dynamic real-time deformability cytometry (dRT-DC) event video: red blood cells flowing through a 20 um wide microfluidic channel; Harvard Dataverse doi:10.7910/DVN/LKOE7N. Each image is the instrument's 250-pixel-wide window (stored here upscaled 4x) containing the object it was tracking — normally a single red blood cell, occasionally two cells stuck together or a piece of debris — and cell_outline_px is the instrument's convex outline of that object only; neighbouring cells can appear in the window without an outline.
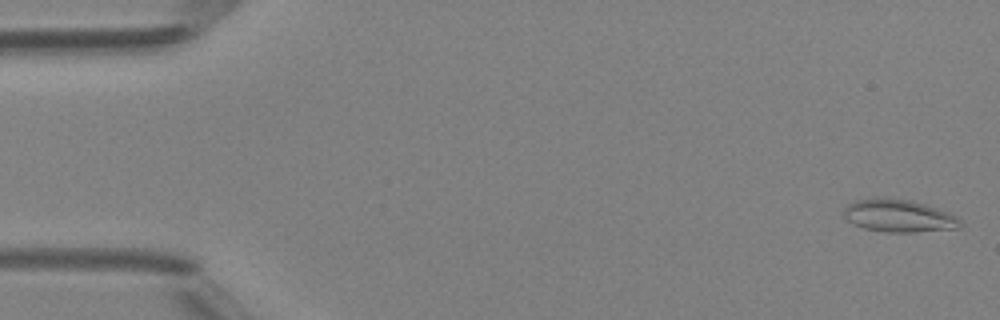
{"species": "Egyptian fruit bat (a non-hibernating species)", "species_latin": "Rousettus aegyptiacus", "temperature_condition": "room temperature", "stored_images_in_passage": 48, "camera_frame_rate_fps": 3000, "um_per_image_px": 0.085, "animal": {"sex": "female"}, "frame": {"image": 1, "passage_image": 1, "time_ms": 0.0, "image_size_px": [1000, 320], "cell_outline_px": [[964, 224], [960, 228], [916, 232], [884, 232], [864, 228], [852, 224], [844, 216], [844, 208], [848, 204], [856, 200], [908, 200], [924, 204], [952, 212], [960, 216]], "centroid_in_image_um": [76.51, 18.39], "position_along_channel_um": 8.5, "area_um2": 21.91}}
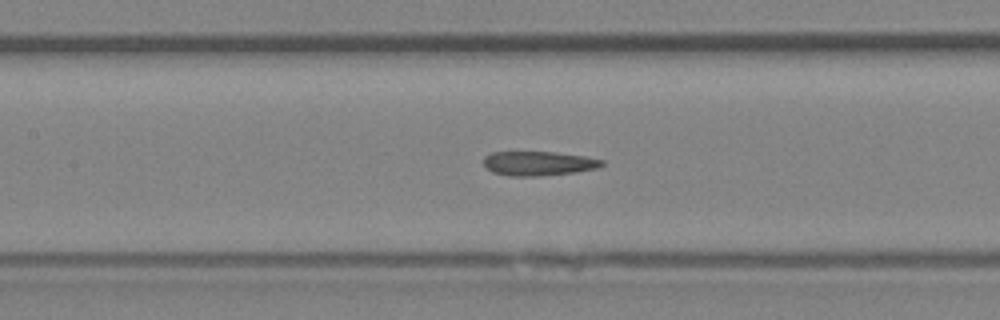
{"frame": {"image": 2, "passage_image": 22, "time_ms": 7.0, "image_size_px": [1000, 320], "cell_outline_px": [[604, 164], [596, 168], [576, 172], [536, 176], [508, 176], [492, 172], [484, 164], [484, 156], [492, 152], [556, 152], [584, 156], [604, 160]], "centroid_in_image_um": [45.76, 13.89], "position_along_channel_um": 161.6, "area_um2": 16.7}}
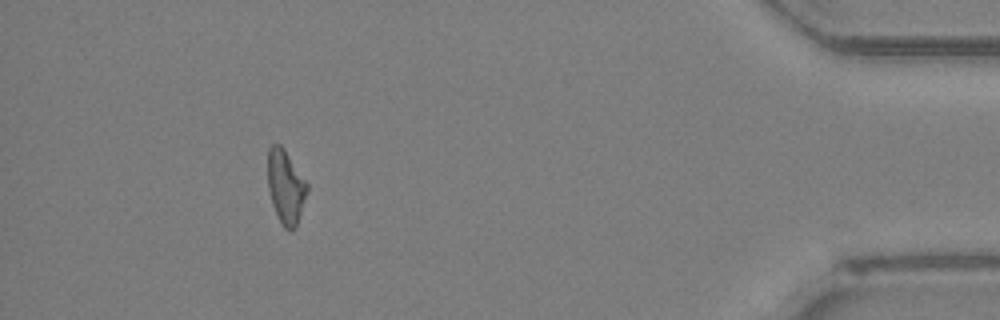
{"frame": {"image": 3, "passage_image": 44, "time_ms": 14.333, "image_size_px": [1000, 320], "cell_outline_px": [[308, 192], [296, 228], [292, 232], [288, 232], [280, 224], [272, 204], [268, 188], [268, 148], [272, 144], [280, 144], [284, 148], [308, 184]], "centroid_in_image_um": [24.29, 15.93], "position_along_channel_um": 410.9, "area_um2": 17.22}, "authors_computed_cell_mechanics": {"area_um2": 17.2822, "velocity_mm_per_s": 4.2311, "shape_relaxation_time_tau1_ms": null, "shape_relaxation_time_tau2_ms": 10.5366, "deformation_change_tau1": null, "deformation_change_tau2": 0.2233}}